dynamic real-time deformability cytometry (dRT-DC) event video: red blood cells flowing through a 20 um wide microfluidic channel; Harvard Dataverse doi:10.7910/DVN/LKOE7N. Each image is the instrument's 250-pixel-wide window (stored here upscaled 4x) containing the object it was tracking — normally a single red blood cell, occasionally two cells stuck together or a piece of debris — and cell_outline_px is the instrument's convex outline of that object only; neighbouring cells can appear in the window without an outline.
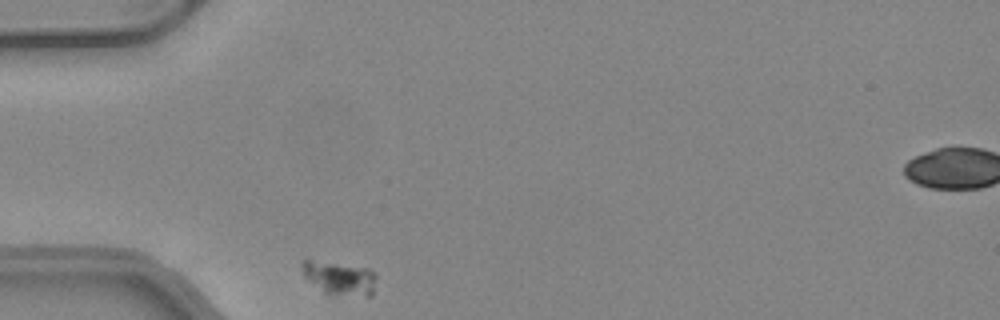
{"species": "common noctule bat (a hibernating species)", "species_latin": "Nyctalus noctula", "temperature_condition": "warm", "stored_images_in_passage": 30, "camera_frame_rate_fps": 3000, "um_per_image_px": 0.085, "animal": {"sex": "female", "body_mass_g": 24.6, "forearm_length_mm": 56.2}, "frame": {"image": 1, "passage_image": 1, "time_ms": 0.0, "image_size_px": [1000, 320], "cell_outline_px": [[376, 276], [372, 296], [368, 296], [324, 292], [304, 276], [300, 264], [304, 260], [308, 260], [368, 268]], "centroid_in_image_um": [28.87, 23.62], "position_along_channel_um": 56.1, "area_um2": 13.87}}
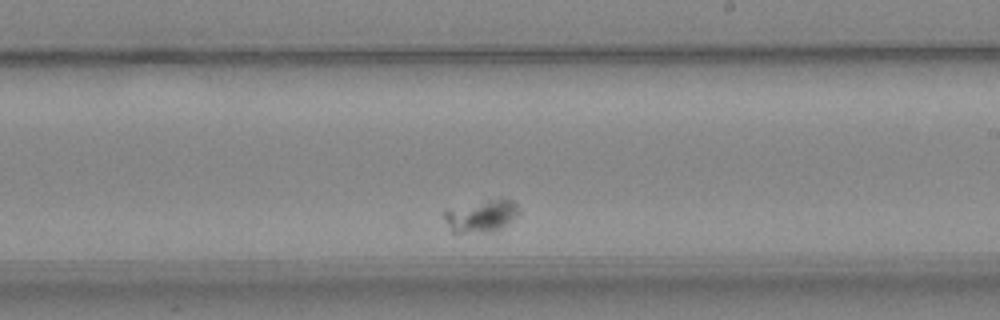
{"frame": {"image": 2, "passage_image": 19, "time_ms": 6.0, "image_size_px": [1000, 320], "cell_outline_px": [[520, 212], [516, 216], [500, 228], [492, 232], [452, 232], [448, 228], [444, 220], [444, 212], [500, 196], [512, 200], [516, 204]], "centroid_in_image_um": [40.96, 18.35], "position_along_channel_um": 248.0, "area_um2": 13.76}}
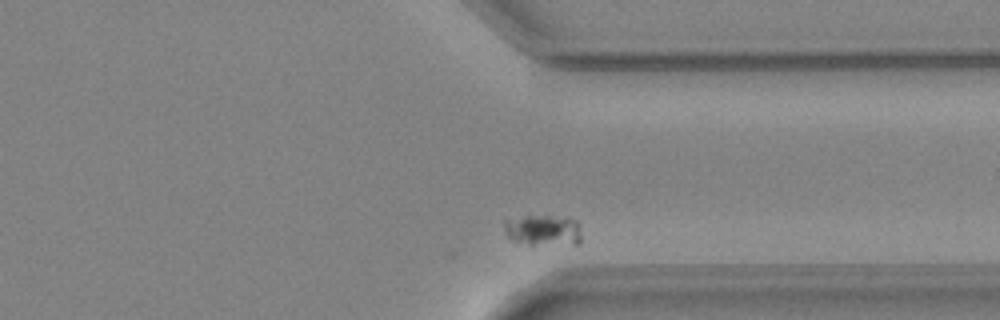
{"frame": {"image": 3, "passage_image": 29, "time_ms": 9.333, "image_size_px": [1000, 320], "cell_outline_px": [[580, 244], [528, 244], [512, 240], [508, 236], [504, 228], [504, 220], [524, 216], [568, 216], [576, 220], [580, 224]], "centroid_in_image_um": [46.21, 19.55], "position_along_channel_um": 365.2, "area_um2": 14.05}}